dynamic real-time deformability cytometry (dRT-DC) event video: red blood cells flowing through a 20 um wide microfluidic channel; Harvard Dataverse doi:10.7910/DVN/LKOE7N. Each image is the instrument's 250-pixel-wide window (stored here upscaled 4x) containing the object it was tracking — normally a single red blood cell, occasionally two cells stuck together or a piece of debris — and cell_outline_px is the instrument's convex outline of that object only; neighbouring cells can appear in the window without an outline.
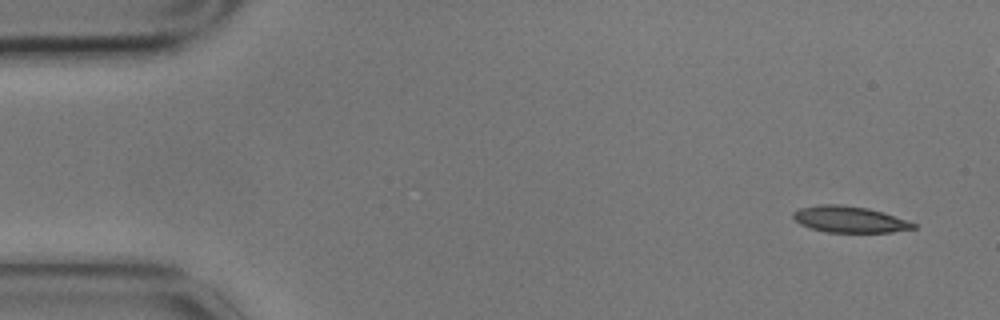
{"species": "common noctule bat (a hibernating species)", "species_latin": "Nyctalus noctula", "temperature_condition": "cold", "stored_images_in_passage": 5, "camera_frame_rate_fps": 3000, "um_per_image_px": 0.085, "animal": {"sex": "male", "body_mass_g": 17.9}, "frame": {"image": 1, "passage_image": 1, "time_ms": 0.0, "image_size_px": [1000, 320], "cell_outline_px": [[916, 228], [892, 232], [828, 232], [812, 228], [800, 224], [792, 216], [792, 212], [800, 208], [820, 204], [840, 204], [868, 208], [908, 220], [916, 224]], "centroid_in_image_um": [72.21, 18.64], "position_along_channel_um": 12.8, "area_um2": 18.32}}